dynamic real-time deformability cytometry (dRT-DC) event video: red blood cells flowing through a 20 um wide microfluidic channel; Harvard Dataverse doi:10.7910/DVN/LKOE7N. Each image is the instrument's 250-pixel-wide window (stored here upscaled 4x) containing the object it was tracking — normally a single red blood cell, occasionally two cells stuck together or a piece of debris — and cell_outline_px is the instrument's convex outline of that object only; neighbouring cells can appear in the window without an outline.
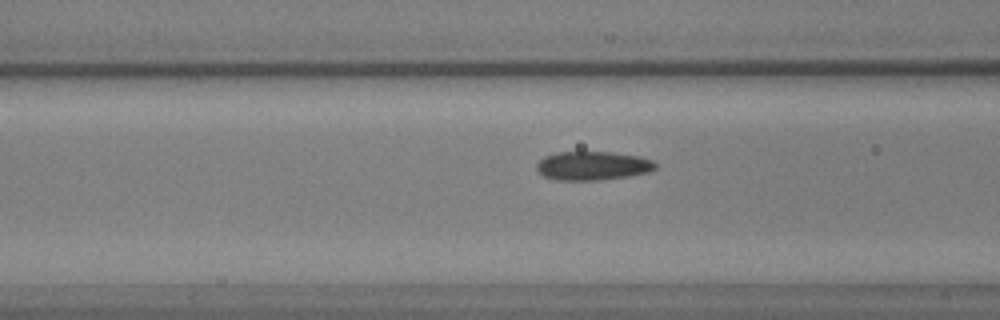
{"species": "common noctule bat (a hibernating species)", "species_latin": "Nyctalus noctula", "temperature_condition": "warm", "stored_images_in_passage": 50, "camera_frame_rate_fps": 3000, "um_per_image_px": 0.085, "animal": {"sex": "male", "body_mass_g": 17.9, "forearm_length_mm": 54.2}, "frame": {"image": 1, "passage_image": 15, "time_ms": 4.667, "image_size_px": [1000, 320], "cell_outline_px": [[656, 168], [648, 172], [628, 176], [600, 180], [556, 180], [544, 176], [536, 172], [536, 164], [544, 156], [556, 152], [612, 152], [640, 156], [652, 160], [656, 164]], "centroid_in_image_um": [50.35, 14.09], "position_along_channel_um": 116.3, "area_um2": 20.06}}
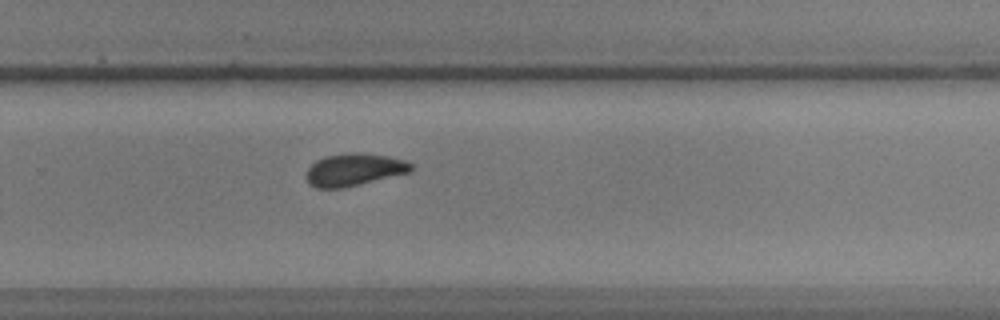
{"frame": {"image": 2, "passage_image": 31, "time_ms": 10.0, "image_size_px": [1000, 320], "cell_outline_px": [[412, 168], [408, 172], [344, 188], [316, 188], [308, 184], [304, 176], [308, 168], [316, 160], [324, 156], [348, 152], [356, 152], [384, 156], [404, 160], [412, 164]], "centroid_in_image_um": [30.0, 14.42], "position_along_channel_um": 299.8, "area_um2": 19.71}}
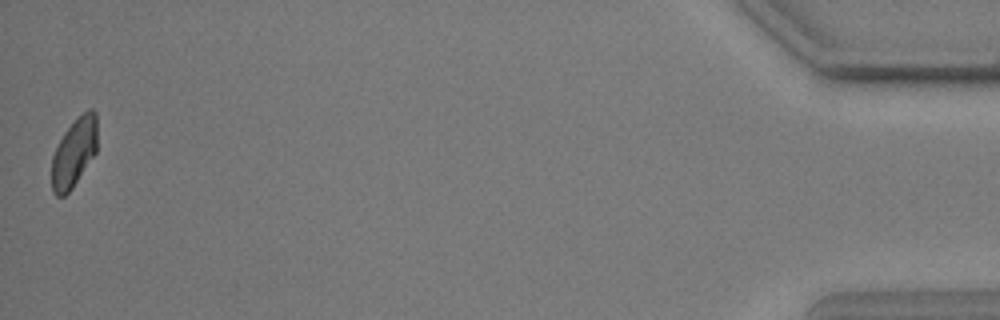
{"frame": {"image": 3, "passage_image": 50, "time_ms": 16.333, "image_size_px": [1000, 320], "cell_outline_px": [[96, 152], [72, 188], [64, 196], [56, 196], [52, 192], [52, 156], [64, 132], [88, 108], [92, 108], [96, 112]], "centroid_in_image_um": [6.29, 12.99], "position_along_channel_um": 428.9, "area_um2": 17.92}}